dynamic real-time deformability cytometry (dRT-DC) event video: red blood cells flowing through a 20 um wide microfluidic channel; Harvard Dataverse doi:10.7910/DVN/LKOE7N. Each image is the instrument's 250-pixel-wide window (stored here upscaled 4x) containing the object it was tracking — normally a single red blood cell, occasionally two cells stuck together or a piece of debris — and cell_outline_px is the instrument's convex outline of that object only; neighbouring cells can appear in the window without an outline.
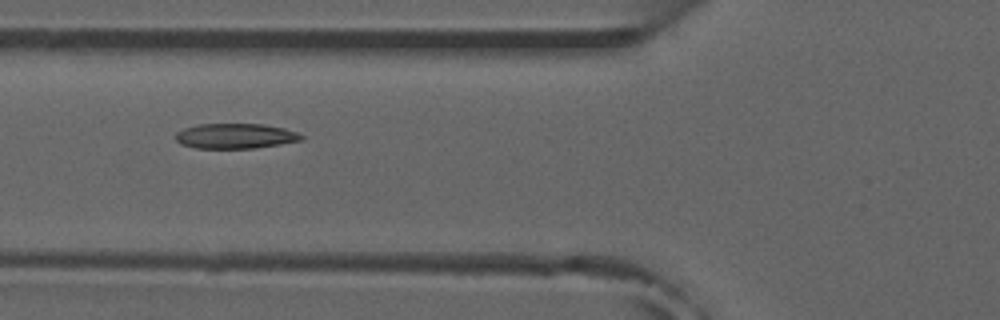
{"species": "common noctule bat (a hibernating species)", "species_latin": "Nyctalus noctula", "temperature_condition": "room temperature", "stored_images_in_passage": 5, "camera_frame_rate_fps": 3000, "um_per_image_px": 0.085, "animal": {"sex": "male", "forearm_length_mm": 52.5}, "frame": {"image": 1, "passage_image": 4, "time_ms": 3.0, "image_size_px": [1000, 320], "cell_outline_px": [[304, 140], [256, 148], [196, 148], [180, 144], [176, 140], [176, 132], [184, 128], [200, 124], [264, 124], [284, 128], [296, 132], [304, 136]], "centroid_in_image_um": [20.02, 11.56], "position_along_channel_um": 105.8, "area_um2": 18.44}}
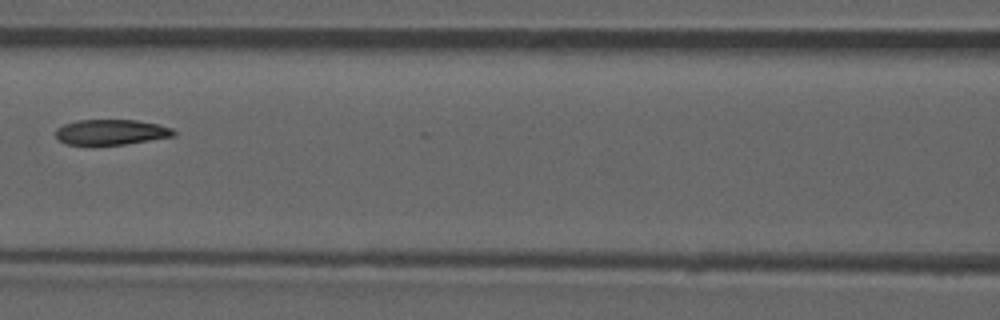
{"frame": {"image": 2, "passage_image": 5, "time_ms": 4.333, "image_size_px": [1000, 320], "cell_outline_px": [[176, 136], [124, 144], [64, 144], [56, 136], [56, 128], [64, 124], [76, 120], [136, 120], [156, 124], [172, 128], [176, 132]], "centroid_in_image_um": [9.45, 11.22], "position_along_channel_um": 157.1, "area_um2": 17.28}}